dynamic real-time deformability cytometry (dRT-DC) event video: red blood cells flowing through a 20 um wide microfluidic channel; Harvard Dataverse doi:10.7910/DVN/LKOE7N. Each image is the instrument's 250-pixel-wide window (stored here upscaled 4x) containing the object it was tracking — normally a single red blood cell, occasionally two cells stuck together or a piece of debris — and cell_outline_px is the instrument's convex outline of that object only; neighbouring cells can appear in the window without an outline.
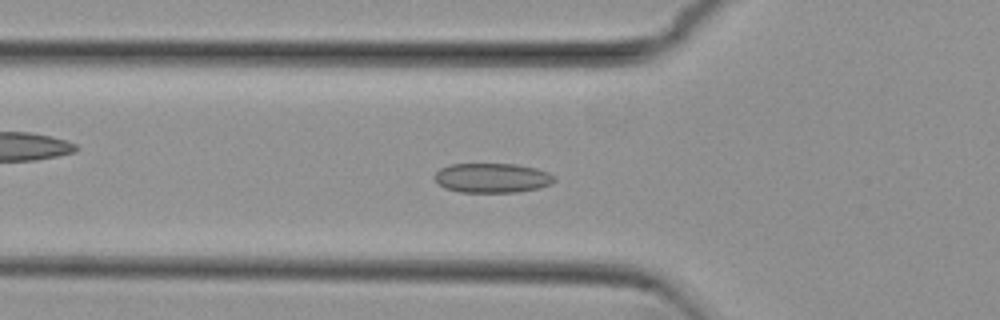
{"species": "common noctule bat (a hibernating species)", "species_latin": "Nyctalus noctula", "temperature_condition": "cold", "stored_images_in_passage": 54, "camera_frame_rate_fps": 3000, "um_per_image_px": 0.085, "animal": {"sex": "female", "body_mass_g": 29.2, "forearm_length_mm": 56.3}, "frame": {"image": 1, "passage_image": 18, "time_ms": 5.667, "image_size_px": [1000, 320], "cell_outline_px": [[556, 180], [552, 184], [540, 188], [516, 192], [460, 192], [444, 188], [432, 176], [440, 168], [448, 164], [516, 164], [536, 168], [548, 172], [556, 176]], "centroid_in_image_um": [41.85, 15.12], "position_along_channel_um": 83.9, "area_um2": 20.87}}
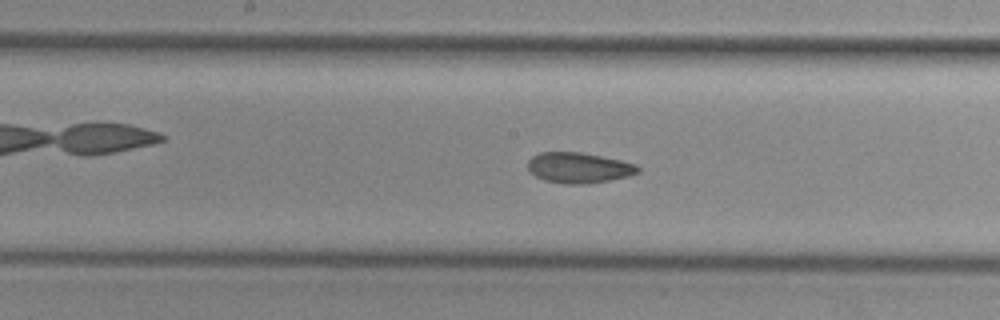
{"frame": {"image": 2, "passage_image": 27, "time_ms": 8.667, "image_size_px": [1000, 320], "cell_outline_px": [[640, 172], [628, 176], [588, 184], [568, 184], [544, 180], [536, 176], [528, 168], [528, 160], [532, 156], [540, 152], [580, 152], [620, 160], [636, 164], [640, 168]], "centroid_in_image_um": [49.2, 14.26], "position_along_channel_um": 199.0, "area_um2": 19.48}}
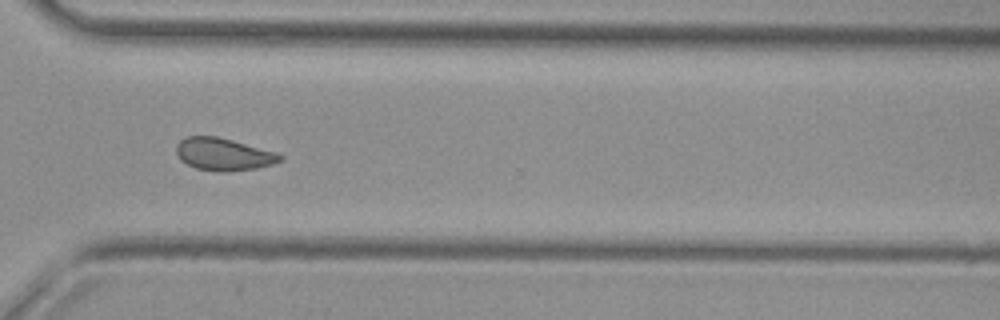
{"frame": {"image": 3, "passage_image": 39, "time_ms": 12.667, "image_size_px": [1000, 320], "cell_outline_px": [[284, 160], [272, 164], [256, 168], [224, 172], [220, 172], [196, 168], [180, 160], [176, 152], [176, 144], [184, 136], [216, 136], [232, 140], [276, 152], [284, 156]], "centroid_in_image_um": [18.99, 13.11], "position_along_channel_um": 351.6, "area_um2": 19.65}, "authors_computed_cell_mechanics": {"area_um2": 20.1722, "velocity_mm_per_s": 3.8161, "shape_relaxation_time_tau1_ms": null, "shape_relaxation_time_tau2_ms": 1.9827, "deformation_change_tau1": null, "deformation_change_tau2": 0.0799}}